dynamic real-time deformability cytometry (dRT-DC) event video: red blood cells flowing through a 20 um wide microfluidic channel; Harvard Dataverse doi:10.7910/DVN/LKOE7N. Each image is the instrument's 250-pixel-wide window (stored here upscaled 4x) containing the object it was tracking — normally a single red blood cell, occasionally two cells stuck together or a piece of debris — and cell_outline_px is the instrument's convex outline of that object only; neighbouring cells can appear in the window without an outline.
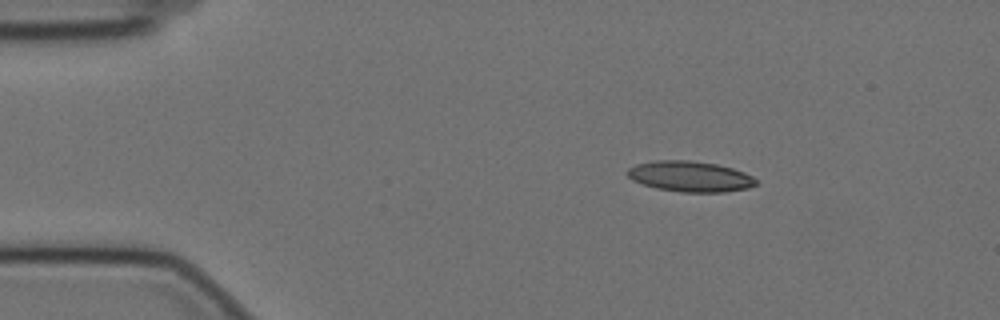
{"species": "Egyptian fruit bat (a non-hibernating species)", "species_latin": "Rousettus aegyptiacus", "temperature_condition": "cold", "stored_images_in_passage": 57, "camera_frame_rate_fps": 3000, "um_per_image_px": 0.085, "animal": {"sex": "female"}, "frame": {"image": 1, "passage_image": 8, "time_ms": 2.333, "image_size_px": [1000, 320], "cell_outline_px": [[760, 184], [748, 188], [724, 192], [680, 192], [656, 188], [632, 180], [628, 176], [628, 168], [636, 164], [656, 160], [688, 160], [716, 164], [732, 168], [744, 172], [752, 176]], "centroid_in_image_um": [58.68, 15.0], "position_along_channel_um": 26.3, "area_um2": 22.95}}
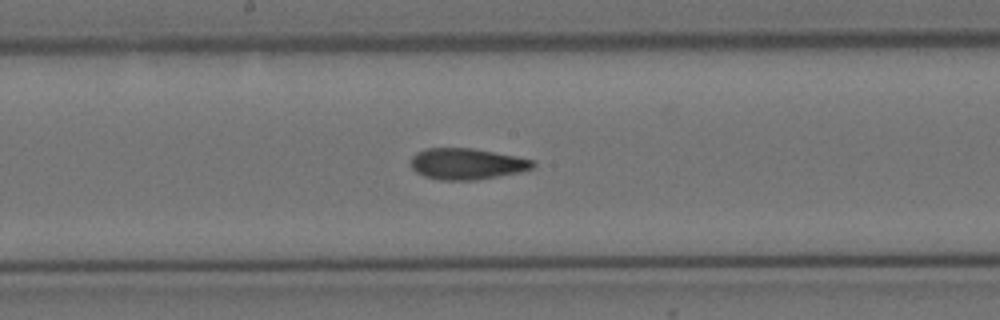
{"frame": {"image": 2, "passage_image": 29, "time_ms": 9.333, "image_size_px": [1000, 320], "cell_outline_px": [[536, 164], [532, 168], [520, 172], [476, 180], [440, 180], [424, 176], [416, 172], [412, 168], [412, 156], [416, 152], [424, 148], [472, 148], [516, 156], [536, 160]], "centroid_in_image_um": [39.69, 13.92], "position_along_channel_um": 208.5, "area_um2": 22.25}}
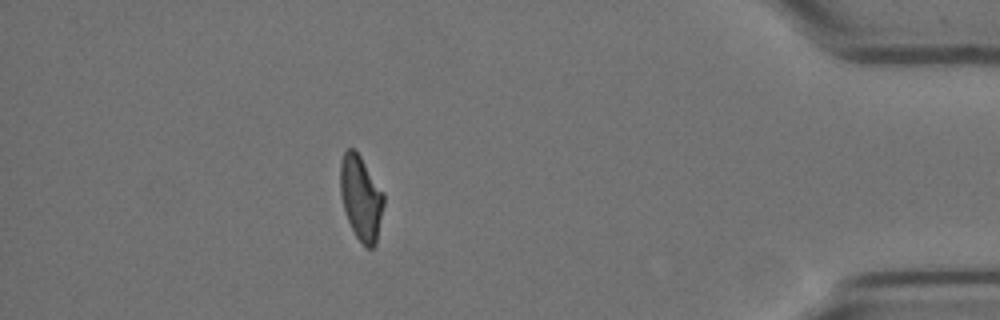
{"frame": {"image": 3, "passage_image": 50, "time_ms": 16.333, "image_size_px": [1000, 320], "cell_outline_px": [[384, 204], [376, 244], [372, 248], [368, 248], [356, 236], [348, 220], [340, 196], [340, 160], [344, 152], [348, 148], [356, 148], [384, 192]], "centroid_in_image_um": [30.68, 16.76], "position_along_channel_um": 404.5, "area_um2": 21.62}, "authors_computed_cell_mechanics": {"area_um2": 22.253, "velocity_mm_per_s": 3.4787, "shape_relaxation_time_tau1_ms": null, "shape_relaxation_time_tau2_ms": 2.4433, "deformation_change_tau1": null, "deformation_change_tau2": 0.0909}}